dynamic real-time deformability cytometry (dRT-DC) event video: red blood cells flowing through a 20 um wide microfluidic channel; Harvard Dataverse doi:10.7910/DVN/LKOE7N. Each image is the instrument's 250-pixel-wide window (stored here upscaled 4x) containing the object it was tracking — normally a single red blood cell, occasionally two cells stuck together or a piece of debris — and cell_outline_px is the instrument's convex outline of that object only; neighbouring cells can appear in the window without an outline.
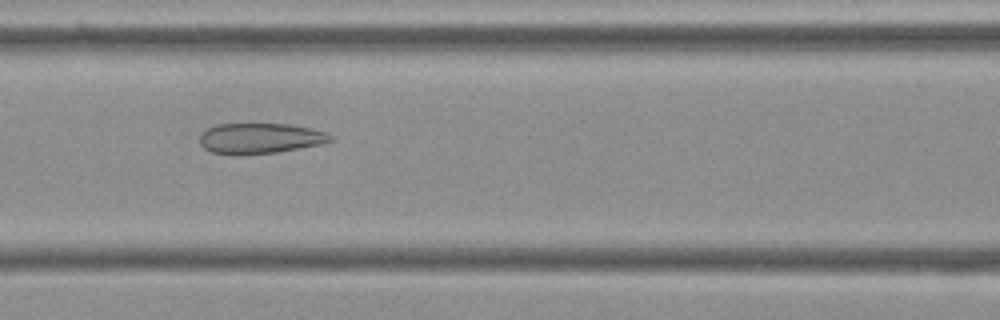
{"species": "Egyptian fruit bat (a non-hibernating species)", "species_latin": "Rousettus aegyptiacus", "temperature_condition": "cold", "stored_images_in_passage": 12, "camera_frame_rate_fps": 3000, "um_per_image_px": 0.085, "frame": {"image": 1, "passage_image": 4, "time_ms": 1.0, "image_size_px": [1000, 320], "cell_outline_px": [[336, 140], [320, 144], [276, 152], [212, 152], [204, 148], [200, 144], [200, 132], [208, 128], [220, 124], [292, 124], [312, 128], [328, 132]], "centroid_in_image_um": [22.18, 11.71], "position_along_channel_um": 144.4, "area_um2": 22.6}}
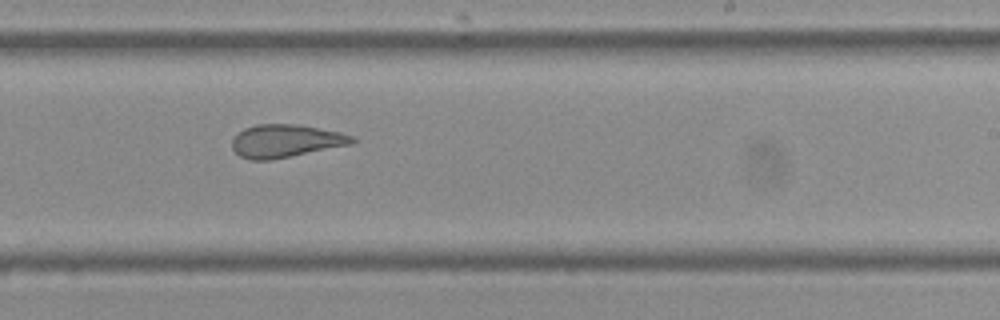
{"frame": {"image": 2, "passage_image": 7, "time_ms": 2.0, "image_size_px": [1000, 320], "cell_outline_px": [[356, 140], [352, 144], [272, 160], [248, 160], [240, 156], [232, 148], [232, 140], [244, 128], [256, 124], [296, 124], [340, 132], [352, 136]], "centroid_in_image_um": [24.27, 11.99], "position_along_channel_um": 264.7, "area_um2": 22.95}}
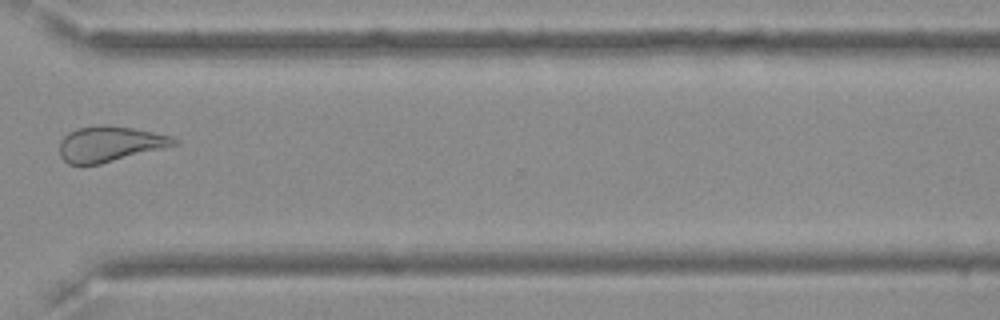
{"frame": {"image": 3, "passage_image": 9, "time_ms": 2.667, "image_size_px": [1000, 320], "cell_outline_px": [[180, 144], [100, 164], [68, 164], [60, 156], [60, 140], [68, 132], [76, 128], [100, 124], [104, 124], [132, 128], [172, 136], [180, 140]], "centroid_in_image_um": [9.34, 12.22], "position_along_channel_um": 361.3, "area_um2": 23.76}}